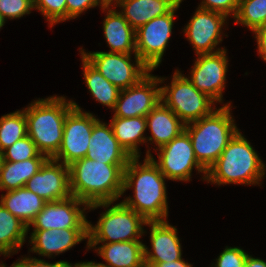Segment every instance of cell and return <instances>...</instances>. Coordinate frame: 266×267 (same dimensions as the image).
Listing matches in <instances>:
<instances>
[{
	"instance_id": "obj_1",
	"label": "cell",
	"mask_w": 266,
	"mask_h": 267,
	"mask_svg": "<svg viewBox=\"0 0 266 267\" xmlns=\"http://www.w3.org/2000/svg\"><path fill=\"white\" fill-rule=\"evenodd\" d=\"M139 157L131 158L123 173L122 196L128 189L133 196L122 200L146 221H166L168 219V202L165 180L167 179L150 157L139 163Z\"/></svg>"
},
{
	"instance_id": "obj_2",
	"label": "cell",
	"mask_w": 266,
	"mask_h": 267,
	"mask_svg": "<svg viewBox=\"0 0 266 267\" xmlns=\"http://www.w3.org/2000/svg\"><path fill=\"white\" fill-rule=\"evenodd\" d=\"M128 164H106L86 157L69 165L71 195L88 206L115 202L122 196L123 173Z\"/></svg>"
},
{
	"instance_id": "obj_3",
	"label": "cell",
	"mask_w": 266,
	"mask_h": 267,
	"mask_svg": "<svg viewBox=\"0 0 266 267\" xmlns=\"http://www.w3.org/2000/svg\"><path fill=\"white\" fill-rule=\"evenodd\" d=\"M265 164L240 130L229 141L220 157L206 172L212 184L262 185ZM260 184V185H259Z\"/></svg>"
},
{
	"instance_id": "obj_4",
	"label": "cell",
	"mask_w": 266,
	"mask_h": 267,
	"mask_svg": "<svg viewBox=\"0 0 266 267\" xmlns=\"http://www.w3.org/2000/svg\"><path fill=\"white\" fill-rule=\"evenodd\" d=\"M74 107L72 100L65 96H51L34 100L23 108L27 120V135L37 150L53 158L59 151L68 112Z\"/></svg>"
},
{
	"instance_id": "obj_5",
	"label": "cell",
	"mask_w": 266,
	"mask_h": 267,
	"mask_svg": "<svg viewBox=\"0 0 266 267\" xmlns=\"http://www.w3.org/2000/svg\"><path fill=\"white\" fill-rule=\"evenodd\" d=\"M231 102L216 108L210 115L185 125L191 138L194 154L206 170L220 157L229 141L240 130L232 117Z\"/></svg>"
},
{
	"instance_id": "obj_6",
	"label": "cell",
	"mask_w": 266,
	"mask_h": 267,
	"mask_svg": "<svg viewBox=\"0 0 266 267\" xmlns=\"http://www.w3.org/2000/svg\"><path fill=\"white\" fill-rule=\"evenodd\" d=\"M113 203L102 202L88 206L90 211L99 207L107 210L100 214L97 224L88 221L87 247H96L100 243L141 241L139 238L146 232L144 226L147 221L124 203Z\"/></svg>"
},
{
	"instance_id": "obj_7",
	"label": "cell",
	"mask_w": 266,
	"mask_h": 267,
	"mask_svg": "<svg viewBox=\"0 0 266 267\" xmlns=\"http://www.w3.org/2000/svg\"><path fill=\"white\" fill-rule=\"evenodd\" d=\"M160 99L185 125L210 115L217 108L213 106L217 103L199 91L178 69L170 85L160 86Z\"/></svg>"
},
{
	"instance_id": "obj_8",
	"label": "cell",
	"mask_w": 266,
	"mask_h": 267,
	"mask_svg": "<svg viewBox=\"0 0 266 267\" xmlns=\"http://www.w3.org/2000/svg\"><path fill=\"white\" fill-rule=\"evenodd\" d=\"M156 150L159 151L158 161L153 157L150 149L147 150L146 157L153 160L168 180L189 182L195 167L198 173H203L202 179L205 181L207 171L197 161L191 138L186 131L154 151Z\"/></svg>"
},
{
	"instance_id": "obj_9",
	"label": "cell",
	"mask_w": 266,
	"mask_h": 267,
	"mask_svg": "<svg viewBox=\"0 0 266 267\" xmlns=\"http://www.w3.org/2000/svg\"><path fill=\"white\" fill-rule=\"evenodd\" d=\"M80 53L114 86L120 90L137 84L151 69L134 54L114 53L105 51L86 52L80 48ZM133 62V63H132Z\"/></svg>"
},
{
	"instance_id": "obj_10",
	"label": "cell",
	"mask_w": 266,
	"mask_h": 267,
	"mask_svg": "<svg viewBox=\"0 0 266 267\" xmlns=\"http://www.w3.org/2000/svg\"><path fill=\"white\" fill-rule=\"evenodd\" d=\"M74 107L68 112L64 122L61 147L53 160L66 166L84 158L87 154L89 139L94 123L99 119L73 101Z\"/></svg>"
},
{
	"instance_id": "obj_11",
	"label": "cell",
	"mask_w": 266,
	"mask_h": 267,
	"mask_svg": "<svg viewBox=\"0 0 266 267\" xmlns=\"http://www.w3.org/2000/svg\"><path fill=\"white\" fill-rule=\"evenodd\" d=\"M180 2L167 14L155 17L136 30V55L154 71L162 62Z\"/></svg>"
},
{
	"instance_id": "obj_12",
	"label": "cell",
	"mask_w": 266,
	"mask_h": 267,
	"mask_svg": "<svg viewBox=\"0 0 266 267\" xmlns=\"http://www.w3.org/2000/svg\"><path fill=\"white\" fill-rule=\"evenodd\" d=\"M151 72L152 70L137 84L120 91L113 117H146L161 101L158 85L167 79L154 76Z\"/></svg>"
},
{
	"instance_id": "obj_13",
	"label": "cell",
	"mask_w": 266,
	"mask_h": 267,
	"mask_svg": "<svg viewBox=\"0 0 266 267\" xmlns=\"http://www.w3.org/2000/svg\"><path fill=\"white\" fill-rule=\"evenodd\" d=\"M86 210H88V205L74 196L46 202L28 226V232L30 226L33 227L32 230L87 229Z\"/></svg>"
},
{
	"instance_id": "obj_14",
	"label": "cell",
	"mask_w": 266,
	"mask_h": 267,
	"mask_svg": "<svg viewBox=\"0 0 266 267\" xmlns=\"http://www.w3.org/2000/svg\"><path fill=\"white\" fill-rule=\"evenodd\" d=\"M228 17L222 13L197 8L183 31L196 55L213 54L224 50L218 48L223 41V27ZM226 21V22H225ZM217 47V48H216Z\"/></svg>"
},
{
	"instance_id": "obj_15",
	"label": "cell",
	"mask_w": 266,
	"mask_h": 267,
	"mask_svg": "<svg viewBox=\"0 0 266 267\" xmlns=\"http://www.w3.org/2000/svg\"><path fill=\"white\" fill-rule=\"evenodd\" d=\"M226 49L213 54H199L187 78L216 103H223L228 57Z\"/></svg>"
},
{
	"instance_id": "obj_16",
	"label": "cell",
	"mask_w": 266,
	"mask_h": 267,
	"mask_svg": "<svg viewBox=\"0 0 266 267\" xmlns=\"http://www.w3.org/2000/svg\"><path fill=\"white\" fill-rule=\"evenodd\" d=\"M25 187L47 202L69 198L72 196L69 166L49 158L27 181Z\"/></svg>"
},
{
	"instance_id": "obj_17",
	"label": "cell",
	"mask_w": 266,
	"mask_h": 267,
	"mask_svg": "<svg viewBox=\"0 0 266 267\" xmlns=\"http://www.w3.org/2000/svg\"><path fill=\"white\" fill-rule=\"evenodd\" d=\"M151 249L144 245L145 263H163L182 259V246L177 228L168 221H147Z\"/></svg>"
},
{
	"instance_id": "obj_18",
	"label": "cell",
	"mask_w": 266,
	"mask_h": 267,
	"mask_svg": "<svg viewBox=\"0 0 266 267\" xmlns=\"http://www.w3.org/2000/svg\"><path fill=\"white\" fill-rule=\"evenodd\" d=\"M29 238L30 252L51 258L88 239V232L87 229L33 230Z\"/></svg>"
},
{
	"instance_id": "obj_19",
	"label": "cell",
	"mask_w": 266,
	"mask_h": 267,
	"mask_svg": "<svg viewBox=\"0 0 266 267\" xmlns=\"http://www.w3.org/2000/svg\"><path fill=\"white\" fill-rule=\"evenodd\" d=\"M85 157L106 164H128L131 159L115 138L110 123L100 119L93 125Z\"/></svg>"
},
{
	"instance_id": "obj_20",
	"label": "cell",
	"mask_w": 266,
	"mask_h": 267,
	"mask_svg": "<svg viewBox=\"0 0 266 267\" xmlns=\"http://www.w3.org/2000/svg\"><path fill=\"white\" fill-rule=\"evenodd\" d=\"M113 7V4H108L102 8V12L107 13L103 20V31L109 52L136 54V31Z\"/></svg>"
},
{
	"instance_id": "obj_21",
	"label": "cell",
	"mask_w": 266,
	"mask_h": 267,
	"mask_svg": "<svg viewBox=\"0 0 266 267\" xmlns=\"http://www.w3.org/2000/svg\"><path fill=\"white\" fill-rule=\"evenodd\" d=\"M147 129L151 136H146V144H155L159 149L185 131V124L161 101L146 116ZM152 142V143H151Z\"/></svg>"
},
{
	"instance_id": "obj_22",
	"label": "cell",
	"mask_w": 266,
	"mask_h": 267,
	"mask_svg": "<svg viewBox=\"0 0 266 267\" xmlns=\"http://www.w3.org/2000/svg\"><path fill=\"white\" fill-rule=\"evenodd\" d=\"M180 0H117L113 6L136 31L155 17L169 13Z\"/></svg>"
},
{
	"instance_id": "obj_23",
	"label": "cell",
	"mask_w": 266,
	"mask_h": 267,
	"mask_svg": "<svg viewBox=\"0 0 266 267\" xmlns=\"http://www.w3.org/2000/svg\"><path fill=\"white\" fill-rule=\"evenodd\" d=\"M144 245L142 241H122L86 248H94L108 267H145Z\"/></svg>"
},
{
	"instance_id": "obj_24",
	"label": "cell",
	"mask_w": 266,
	"mask_h": 267,
	"mask_svg": "<svg viewBox=\"0 0 266 267\" xmlns=\"http://www.w3.org/2000/svg\"><path fill=\"white\" fill-rule=\"evenodd\" d=\"M115 138L131 158H140V144L146 143V117H113L110 121ZM139 148V149H138Z\"/></svg>"
},
{
	"instance_id": "obj_25",
	"label": "cell",
	"mask_w": 266,
	"mask_h": 267,
	"mask_svg": "<svg viewBox=\"0 0 266 267\" xmlns=\"http://www.w3.org/2000/svg\"><path fill=\"white\" fill-rule=\"evenodd\" d=\"M46 202L26 187L7 191L5 195L1 194L0 197V203L27 226L31 224L36 215L43 209Z\"/></svg>"
},
{
	"instance_id": "obj_26",
	"label": "cell",
	"mask_w": 266,
	"mask_h": 267,
	"mask_svg": "<svg viewBox=\"0 0 266 267\" xmlns=\"http://www.w3.org/2000/svg\"><path fill=\"white\" fill-rule=\"evenodd\" d=\"M27 235L28 226L0 203V255L11 257L18 253Z\"/></svg>"
},
{
	"instance_id": "obj_27",
	"label": "cell",
	"mask_w": 266,
	"mask_h": 267,
	"mask_svg": "<svg viewBox=\"0 0 266 267\" xmlns=\"http://www.w3.org/2000/svg\"><path fill=\"white\" fill-rule=\"evenodd\" d=\"M49 158H30L24 161H3L0 169V191H12L25 187Z\"/></svg>"
},
{
	"instance_id": "obj_28",
	"label": "cell",
	"mask_w": 266,
	"mask_h": 267,
	"mask_svg": "<svg viewBox=\"0 0 266 267\" xmlns=\"http://www.w3.org/2000/svg\"><path fill=\"white\" fill-rule=\"evenodd\" d=\"M82 69L85 84L95 101L114 109L120 89L109 82L82 54Z\"/></svg>"
},
{
	"instance_id": "obj_29",
	"label": "cell",
	"mask_w": 266,
	"mask_h": 267,
	"mask_svg": "<svg viewBox=\"0 0 266 267\" xmlns=\"http://www.w3.org/2000/svg\"><path fill=\"white\" fill-rule=\"evenodd\" d=\"M234 24H241L256 37L266 31V0H239Z\"/></svg>"
},
{
	"instance_id": "obj_30",
	"label": "cell",
	"mask_w": 266,
	"mask_h": 267,
	"mask_svg": "<svg viewBox=\"0 0 266 267\" xmlns=\"http://www.w3.org/2000/svg\"><path fill=\"white\" fill-rule=\"evenodd\" d=\"M25 136H27V120L24 110H17L0 117L1 151Z\"/></svg>"
},
{
	"instance_id": "obj_31",
	"label": "cell",
	"mask_w": 266,
	"mask_h": 267,
	"mask_svg": "<svg viewBox=\"0 0 266 267\" xmlns=\"http://www.w3.org/2000/svg\"><path fill=\"white\" fill-rule=\"evenodd\" d=\"M3 161L17 162L24 161L30 158H48L46 155L41 154L27 135L20 140H17L11 146L3 151Z\"/></svg>"
},
{
	"instance_id": "obj_32",
	"label": "cell",
	"mask_w": 266,
	"mask_h": 267,
	"mask_svg": "<svg viewBox=\"0 0 266 267\" xmlns=\"http://www.w3.org/2000/svg\"><path fill=\"white\" fill-rule=\"evenodd\" d=\"M34 9L40 11L41 15L49 23V27L67 21L66 0H33Z\"/></svg>"
},
{
	"instance_id": "obj_33",
	"label": "cell",
	"mask_w": 266,
	"mask_h": 267,
	"mask_svg": "<svg viewBox=\"0 0 266 267\" xmlns=\"http://www.w3.org/2000/svg\"><path fill=\"white\" fill-rule=\"evenodd\" d=\"M34 10L33 0H0V14L6 19H19Z\"/></svg>"
},
{
	"instance_id": "obj_34",
	"label": "cell",
	"mask_w": 266,
	"mask_h": 267,
	"mask_svg": "<svg viewBox=\"0 0 266 267\" xmlns=\"http://www.w3.org/2000/svg\"><path fill=\"white\" fill-rule=\"evenodd\" d=\"M246 253L240 247L226 246L222 253L215 259L216 264L212 263V267H244L246 262Z\"/></svg>"
},
{
	"instance_id": "obj_35",
	"label": "cell",
	"mask_w": 266,
	"mask_h": 267,
	"mask_svg": "<svg viewBox=\"0 0 266 267\" xmlns=\"http://www.w3.org/2000/svg\"><path fill=\"white\" fill-rule=\"evenodd\" d=\"M238 5L239 0H202L199 8L222 13L228 18L231 15L234 18Z\"/></svg>"
},
{
	"instance_id": "obj_36",
	"label": "cell",
	"mask_w": 266,
	"mask_h": 267,
	"mask_svg": "<svg viewBox=\"0 0 266 267\" xmlns=\"http://www.w3.org/2000/svg\"><path fill=\"white\" fill-rule=\"evenodd\" d=\"M108 5L104 0H66L67 20L79 17L86 10L99 7L102 9Z\"/></svg>"
},
{
	"instance_id": "obj_37",
	"label": "cell",
	"mask_w": 266,
	"mask_h": 267,
	"mask_svg": "<svg viewBox=\"0 0 266 267\" xmlns=\"http://www.w3.org/2000/svg\"><path fill=\"white\" fill-rule=\"evenodd\" d=\"M19 260V261H18ZM10 267H59L62 263H69L68 261L60 260L54 263L46 262L44 259H37L36 257H21ZM3 267H7L3 264Z\"/></svg>"
},
{
	"instance_id": "obj_38",
	"label": "cell",
	"mask_w": 266,
	"mask_h": 267,
	"mask_svg": "<svg viewBox=\"0 0 266 267\" xmlns=\"http://www.w3.org/2000/svg\"><path fill=\"white\" fill-rule=\"evenodd\" d=\"M145 267H192V264L185 262L184 259L163 263H145Z\"/></svg>"
},
{
	"instance_id": "obj_39",
	"label": "cell",
	"mask_w": 266,
	"mask_h": 267,
	"mask_svg": "<svg viewBox=\"0 0 266 267\" xmlns=\"http://www.w3.org/2000/svg\"><path fill=\"white\" fill-rule=\"evenodd\" d=\"M258 48V55L266 62V31L255 37Z\"/></svg>"
},
{
	"instance_id": "obj_40",
	"label": "cell",
	"mask_w": 266,
	"mask_h": 267,
	"mask_svg": "<svg viewBox=\"0 0 266 267\" xmlns=\"http://www.w3.org/2000/svg\"><path fill=\"white\" fill-rule=\"evenodd\" d=\"M244 267H266V261L248 254Z\"/></svg>"
},
{
	"instance_id": "obj_41",
	"label": "cell",
	"mask_w": 266,
	"mask_h": 267,
	"mask_svg": "<svg viewBox=\"0 0 266 267\" xmlns=\"http://www.w3.org/2000/svg\"><path fill=\"white\" fill-rule=\"evenodd\" d=\"M74 267H108L104 263H96L94 261L78 262L74 264Z\"/></svg>"
},
{
	"instance_id": "obj_42",
	"label": "cell",
	"mask_w": 266,
	"mask_h": 267,
	"mask_svg": "<svg viewBox=\"0 0 266 267\" xmlns=\"http://www.w3.org/2000/svg\"><path fill=\"white\" fill-rule=\"evenodd\" d=\"M5 20L4 18L2 17V15L0 14V30L2 29V27L5 25Z\"/></svg>"
},
{
	"instance_id": "obj_43",
	"label": "cell",
	"mask_w": 266,
	"mask_h": 267,
	"mask_svg": "<svg viewBox=\"0 0 266 267\" xmlns=\"http://www.w3.org/2000/svg\"><path fill=\"white\" fill-rule=\"evenodd\" d=\"M59 267H74V264L72 263H62Z\"/></svg>"
},
{
	"instance_id": "obj_44",
	"label": "cell",
	"mask_w": 266,
	"mask_h": 267,
	"mask_svg": "<svg viewBox=\"0 0 266 267\" xmlns=\"http://www.w3.org/2000/svg\"><path fill=\"white\" fill-rule=\"evenodd\" d=\"M2 163H3V152L0 150V169L2 167Z\"/></svg>"
},
{
	"instance_id": "obj_45",
	"label": "cell",
	"mask_w": 266,
	"mask_h": 267,
	"mask_svg": "<svg viewBox=\"0 0 266 267\" xmlns=\"http://www.w3.org/2000/svg\"><path fill=\"white\" fill-rule=\"evenodd\" d=\"M107 4H114L117 0H104Z\"/></svg>"
}]
</instances>
